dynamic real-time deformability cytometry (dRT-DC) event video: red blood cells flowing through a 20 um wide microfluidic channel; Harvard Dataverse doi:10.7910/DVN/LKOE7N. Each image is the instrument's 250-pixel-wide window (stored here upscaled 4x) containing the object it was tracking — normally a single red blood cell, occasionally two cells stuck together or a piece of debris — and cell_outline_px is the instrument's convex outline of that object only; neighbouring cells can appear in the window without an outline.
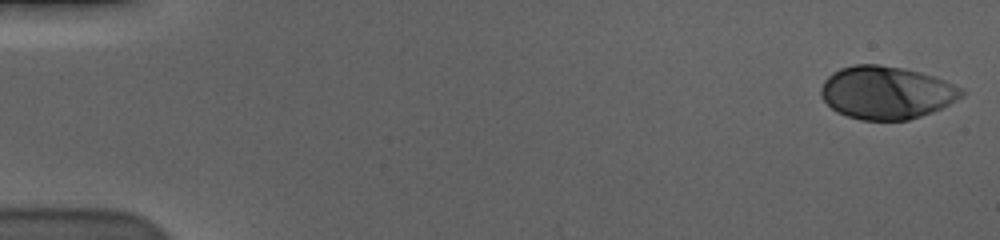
{"species": "human", "species_latin": "Homo sapiens", "temperature_condition": "cold", "stored_images_in_passage": 58, "camera_frame_rate_fps": 3000, "um_per_image_px": 0.085, "donor": {"sex": "male"}, "frame": {"image": 1, "passage_image": 1, "time_ms": 0.0, "image_size_px": [1000, 240], "cell_outline_px": [[964, 96], [932, 112], [908, 120], [860, 120], [836, 112], [820, 96], [820, 88], [824, 80], [832, 72], [840, 68], [856, 64], [876, 64], [904, 68], [920, 72], [944, 80], [964, 88]], "centroid_in_image_um": [75.33, 7.86], "position_along_channel_um": 9.7, "area_um2": 43.41}}
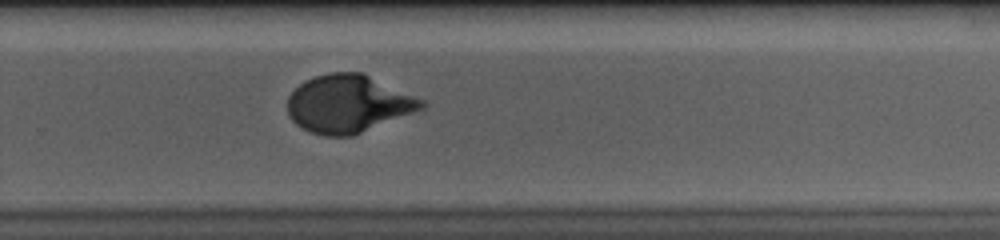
{"frame": {"image": 2, "passage_image": 39, "time_ms": 12.667, "image_size_px": [1000, 240], "cell_outline_px": [[428, 104], [424, 108], [352, 136], [324, 136], [312, 132], [296, 124], [288, 116], [288, 96], [304, 80], [328, 72], [364, 72], [424, 100]], "centroid_in_image_um": [29.61, 8.81], "position_along_channel_um": 300.2, "area_um2": 45.08}}
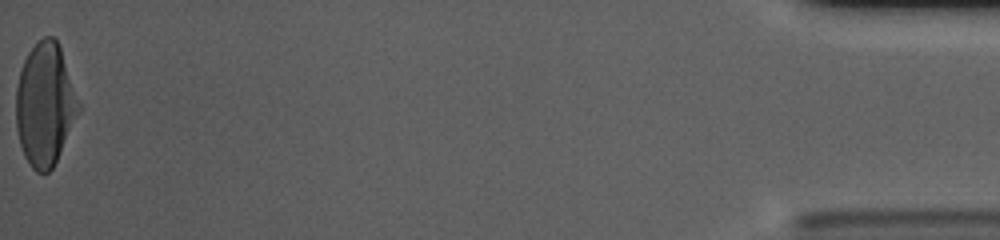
{"frame": {"image": 3, "passage_image": 58, "time_ms": 19.0, "image_size_px": [1000, 240], "cell_outline_px": [[80, 108], [56, 160], [52, 168], [48, 172], [36, 172], [32, 168], [24, 156], [20, 144], [16, 128], [16, 88], [20, 68], [28, 52], [44, 36], [52, 36], [56, 40], [60, 48], [80, 104]], "centroid_in_image_um": [3.79, 8.88], "position_along_channel_um": 431.4, "area_um2": 44.1}, "authors_computed_cell_mechanics": {"area_um2": 42.9454, "velocity_mm_per_s": 3.5506, "shape_relaxation_time_tau1_ms": 3.8347, "shape_relaxation_time_tau2_ms": null, "deformation_change_tau1": 0.2023, "deformation_change_tau2": null}}